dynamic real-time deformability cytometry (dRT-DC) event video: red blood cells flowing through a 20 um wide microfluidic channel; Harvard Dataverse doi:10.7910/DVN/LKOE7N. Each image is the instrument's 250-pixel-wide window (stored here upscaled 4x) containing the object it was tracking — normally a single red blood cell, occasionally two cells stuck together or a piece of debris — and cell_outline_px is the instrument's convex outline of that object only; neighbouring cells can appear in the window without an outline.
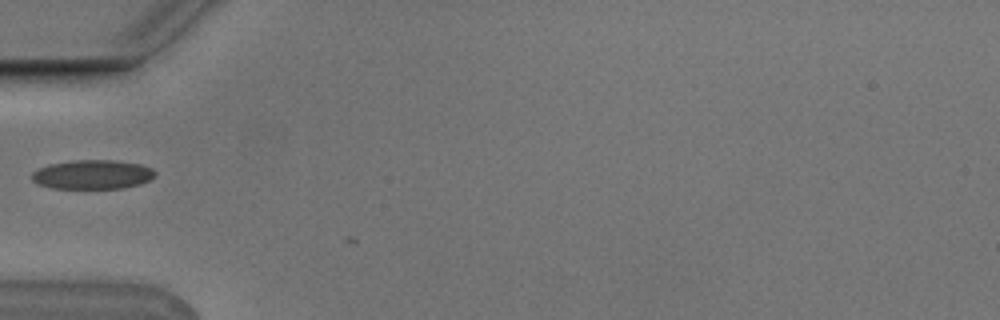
{"species": "Egyptian fruit bat (a non-hibernating species)", "species_latin": "Rousettus aegyptiacus", "temperature_condition": "cold", "stored_images_in_passage": 2, "camera_frame_rate_fps": 3000, "um_per_image_px": 0.085, "animal": {"sex": "male"}, "frame": {"image": 1, "passage_image": 1, "time_ms": 0.0, "image_size_px": [1000, 320], "cell_outline_px": [[156, 176], [140, 184], [124, 188], [52, 188], [40, 184], [32, 180], [32, 172], [36, 168], [48, 164], [72, 160], [116, 160], [140, 164], [152, 168], [156, 172]], "centroid_in_image_um": [7.86, 14.82], "position_along_channel_um": 77.1, "area_um2": 21.1}}